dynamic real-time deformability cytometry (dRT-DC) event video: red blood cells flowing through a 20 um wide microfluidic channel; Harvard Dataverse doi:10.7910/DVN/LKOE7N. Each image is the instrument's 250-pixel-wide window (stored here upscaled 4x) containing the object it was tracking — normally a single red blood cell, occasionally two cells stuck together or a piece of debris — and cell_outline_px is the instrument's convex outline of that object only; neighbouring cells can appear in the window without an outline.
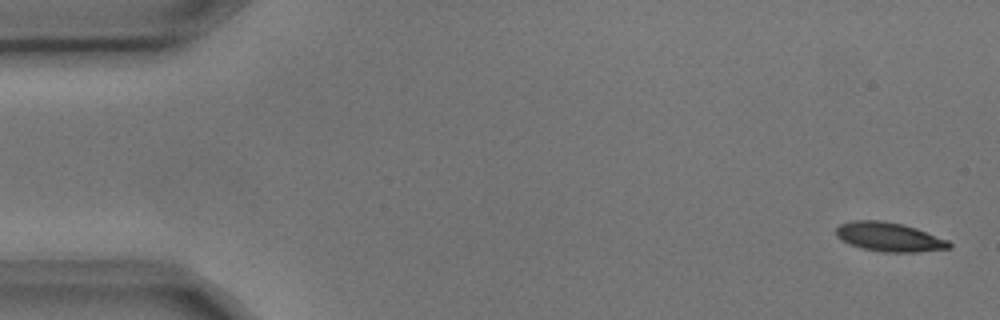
{"species": "common noctule bat (a hibernating species)", "species_latin": "Nyctalus noctula", "temperature_condition": "cold", "stored_images_in_passage": 4, "camera_frame_rate_fps": 3000, "um_per_image_px": 0.085, "animal": {"sex": "male", "body_mass_g": 17.9, "forearm_length_mm": 54.2}, "frame": {"image": 1, "passage_image": 1, "time_ms": 0.0, "image_size_px": [1000, 320], "cell_outline_px": [[952, 248], [916, 252], [884, 252], [864, 248], [848, 244], [840, 240], [836, 236], [836, 228], [840, 224], [852, 220], [880, 220], [904, 224], [916, 228], [948, 240], [952, 244]], "centroid_in_image_um": [75.57, 20.13], "position_along_channel_um": 9.4, "area_um2": 19.25}}
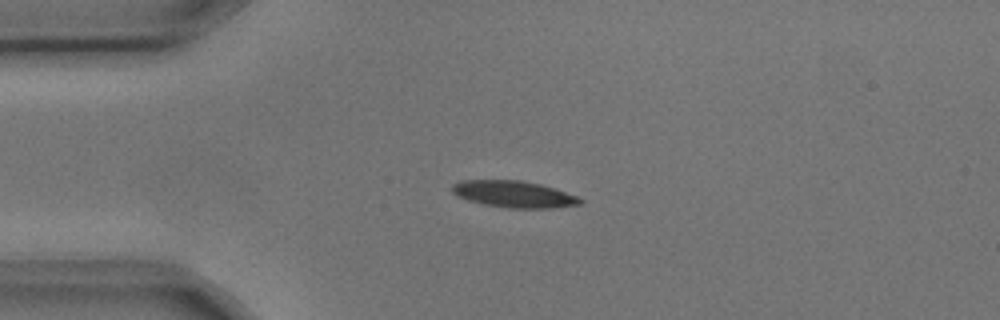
{"frame": {"image": 2, "passage_image": 3, "time_ms": 0.667, "image_size_px": [1000, 320], "cell_outline_px": [[584, 200], [580, 204], [552, 208], [512, 208], [484, 204], [468, 200], [456, 196], [452, 192], [452, 184], [460, 180], [520, 180], [540, 184], [556, 188], [576, 196]], "centroid_in_image_um": [43.66, 16.49], "position_along_channel_um": 41.3, "area_um2": 19.88}}